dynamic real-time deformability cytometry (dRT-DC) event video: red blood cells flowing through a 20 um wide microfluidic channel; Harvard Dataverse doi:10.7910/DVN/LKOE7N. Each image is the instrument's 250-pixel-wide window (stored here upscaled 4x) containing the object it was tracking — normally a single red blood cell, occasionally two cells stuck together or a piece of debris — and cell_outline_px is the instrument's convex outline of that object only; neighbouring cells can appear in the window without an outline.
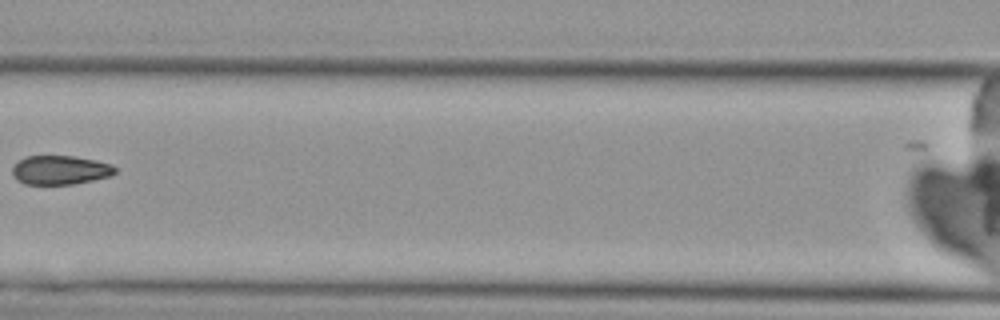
{"species": "Egyptian fruit bat (a non-hibernating species)", "species_latin": "Rousettus aegyptiacus", "temperature_condition": "cold", "stored_images_in_passage": 10, "camera_frame_rate_fps": 3000, "um_per_image_px": 0.085, "animal": {"sex": "female"}, "frame": {"image": 1, "passage_image": 8, "time_ms": 8.333, "image_size_px": [1000, 320], "cell_outline_px": [[116, 172], [112, 176], [72, 184], [24, 184], [16, 180], [12, 172], [12, 168], [24, 156], [76, 156], [96, 160], [112, 164], [116, 168]], "centroid_in_image_um": [5.13, 14.45], "position_along_channel_um": 161.5, "area_um2": 17.46}}
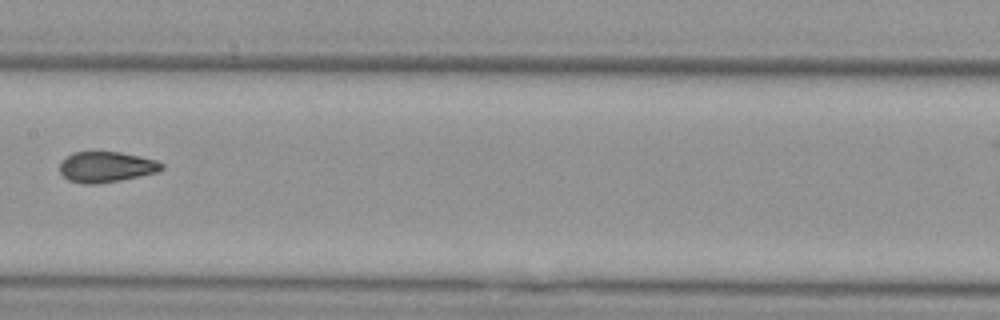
{"frame": {"image": 2, "passage_image": 9, "time_ms": 9.333, "image_size_px": [1000, 320], "cell_outline_px": [[164, 168], [156, 172], [120, 180], [96, 184], [84, 184], [68, 180], [60, 172], [60, 164], [72, 152], [120, 152], [140, 156], [156, 160], [164, 164]], "centroid_in_image_um": [9.04, 14.19], "position_along_channel_um": 198.4, "area_um2": 18.03}}